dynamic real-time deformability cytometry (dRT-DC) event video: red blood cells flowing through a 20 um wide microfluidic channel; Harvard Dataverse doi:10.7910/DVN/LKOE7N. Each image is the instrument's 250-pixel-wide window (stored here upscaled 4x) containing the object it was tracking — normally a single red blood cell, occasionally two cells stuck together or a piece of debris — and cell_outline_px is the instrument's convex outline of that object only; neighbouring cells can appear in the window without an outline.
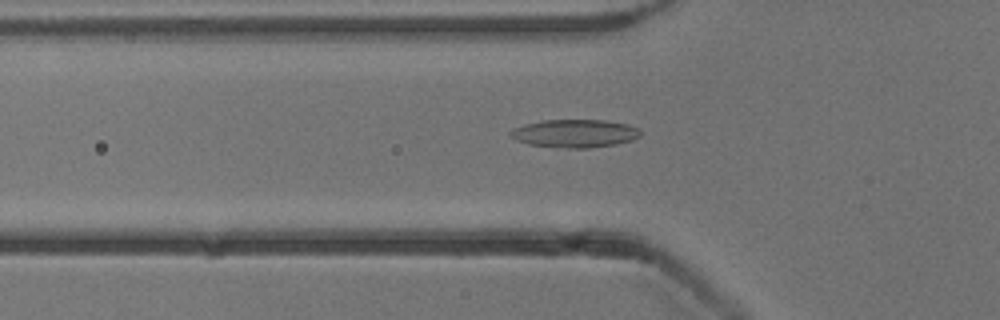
{"species": "common noctule bat (a hibernating species)", "species_latin": "Nyctalus noctula", "temperature_condition": "cold", "stored_images_in_passage": 42, "camera_frame_rate_fps": 3000, "um_per_image_px": 0.085, "animal": {"sex": "male", "body_mass_g": 13.3}, "frame": {"image": 1, "passage_image": 7, "time_ms": 2.0, "image_size_px": [1000, 320], "cell_outline_px": [[640, 136], [632, 140], [616, 144], [588, 148], [572, 148], [528, 144], [516, 140], [508, 132], [512, 128], [524, 124], [544, 120], [604, 120], [628, 124], [640, 128]], "centroid_in_image_um": [48.87, 11.33], "position_along_channel_um": 76.9, "area_um2": 21.21}}
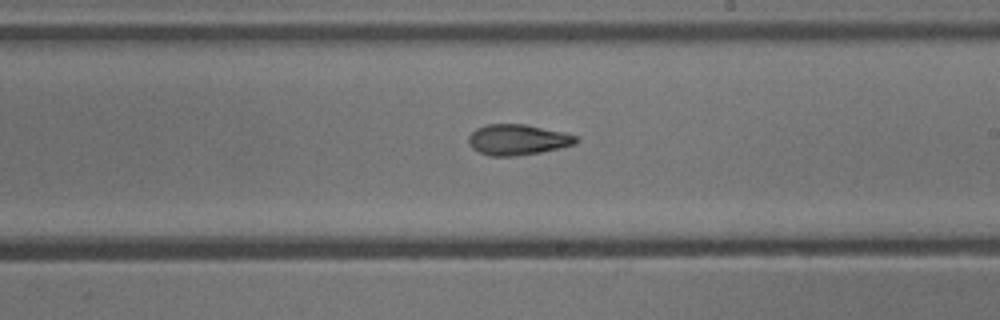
{"frame": {"image": 2, "passage_image": 20, "time_ms": 6.333, "image_size_px": [1000, 320], "cell_outline_px": [[580, 140], [576, 144], [560, 148], [540, 152], [516, 156], [492, 156], [480, 152], [472, 148], [468, 140], [468, 136], [476, 128], [488, 124], [524, 124], [564, 132], [576, 136]], "centroid_in_image_um": [44.02, 11.87], "position_along_channel_um": 245.0, "area_um2": 19.19}}
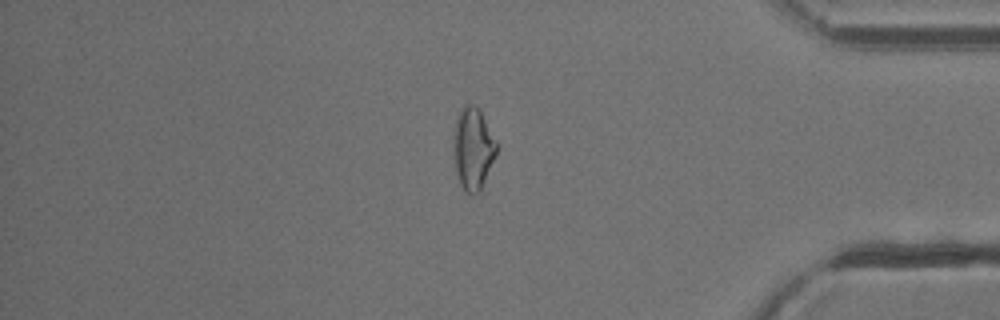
{"frame": {"image": 3, "passage_image": 34, "time_ms": 11.0, "image_size_px": [1000, 320], "cell_outline_px": [[496, 152], [480, 196], [468, 196], [464, 192], [460, 184], [456, 172], [452, 148], [452, 140], [460, 108], [464, 104], [476, 104], [480, 108], [496, 140]], "centroid_in_image_um": [40.19, 12.68], "position_along_channel_um": 395.0, "area_um2": 21.27}, "authors_computed_cell_mechanics": {"area_um2": 19.7676, "velocity_mm_per_s": 3.8583, "shape_relaxation_time_tau1_ms": null, "shape_relaxation_time_tau2_ms": 3.7421, "deformation_change_tau1": null, "deformation_change_tau2": 0.1151}}